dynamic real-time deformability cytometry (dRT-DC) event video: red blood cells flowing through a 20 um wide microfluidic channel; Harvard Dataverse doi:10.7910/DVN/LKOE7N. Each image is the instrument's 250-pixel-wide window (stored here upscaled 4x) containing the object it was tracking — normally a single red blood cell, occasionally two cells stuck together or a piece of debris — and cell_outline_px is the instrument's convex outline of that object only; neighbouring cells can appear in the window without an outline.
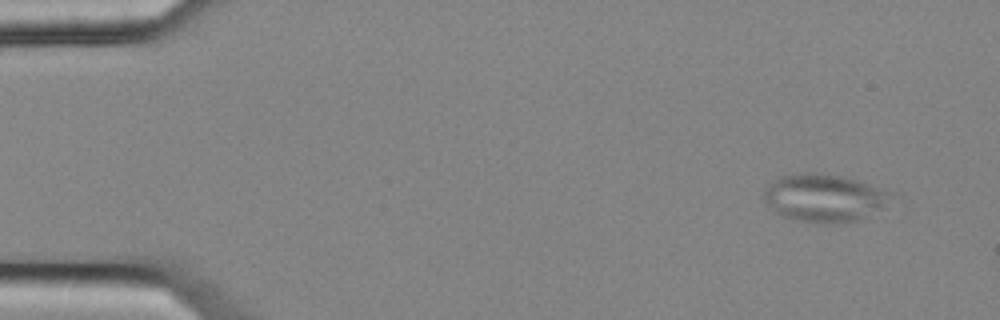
{"species": "common noctule bat (a hibernating species)", "species_latin": "Nyctalus noctula", "temperature_condition": "cold", "stored_images_in_passage": 5, "camera_frame_rate_fps": 3000, "um_per_image_px": 0.085, "animal": {"sex": "female", "body_mass_g": 25.1}, "frame": {"image": 1, "passage_image": 1, "time_ms": 0.0, "image_size_px": [1000, 320], "cell_outline_px": [[896, 192], [884, 208], [860, 220], [836, 224], [832, 224], [800, 220], [784, 216], [776, 212], [764, 200], [764, 192], [768, 184], [780, 176], [804, 172], [816, 172], [840, 176], [856, 180]], "centroid_in_image_um": [70.12, 16.82], "position_along_channel_um": 14.9, "area_um2": 35.55}}